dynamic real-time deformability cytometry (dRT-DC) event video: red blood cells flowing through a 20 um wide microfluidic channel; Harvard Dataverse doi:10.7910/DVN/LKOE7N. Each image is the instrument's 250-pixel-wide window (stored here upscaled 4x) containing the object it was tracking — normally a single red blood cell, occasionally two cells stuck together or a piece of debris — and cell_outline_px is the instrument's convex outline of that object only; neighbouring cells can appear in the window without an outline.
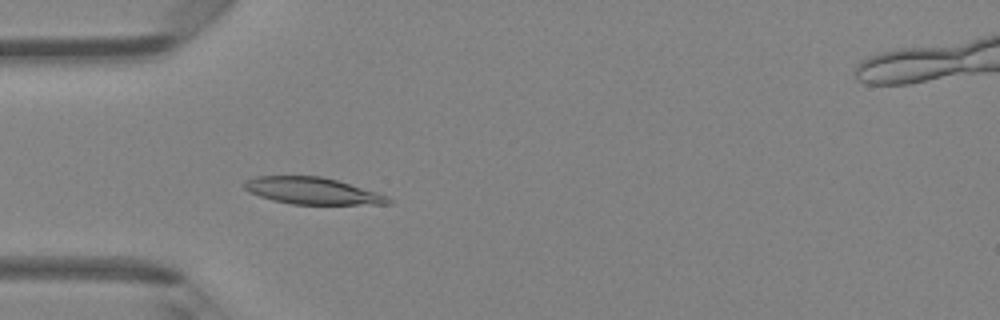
{"species": "Egyptian fruit bat (a non-hibernating species)", "species_latin": "Rousettus aegyptiacus", "temperature_condition": "room temperature", "stored_images_in_passage": 48, "camera_frame_rate_fps": 3000, "um_per_image_px": 0.085, "animal": {"sex": "female"}, "frame": {"image": 1, "passage_image": 15, "time_ms": 4.667, "image_size_px": [1000, 320], "cell_outline_px": [[392, 204], [292, 204], [272, 200], [248, 192], [240, 184], [244, 180], [256, 176], [320, 176], [336, 180], [376, 192], [388, 196], [392, 200]], "centroid_in_image_um": [26.49, 16.22], "position_along_channel_um": 58.5, "area_um2": 22.48}}
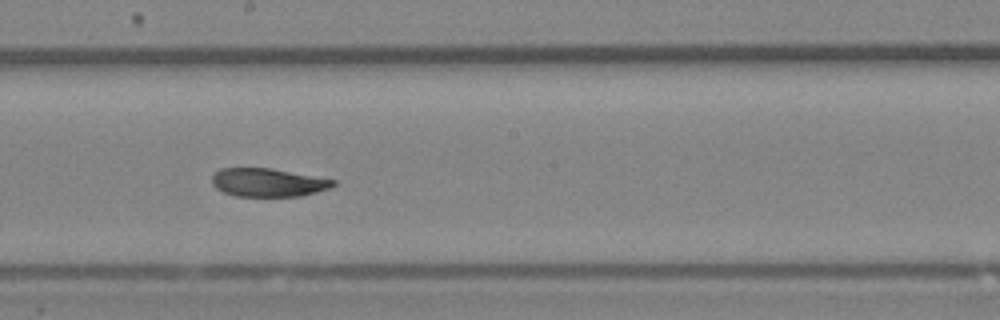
{"frame": {"image": 2, "passage_image": 27, "time_ms": 8.667, "image_size_px": [1000, 320], "cell_outline_px": [[336, 184], [332, 188], [300, 196], [236, 196], [224, 192], [216, 188], [212, 184], [212, 176], [220, 168], [272, 168], [336, 180]], "centroid_in_image_um": [22.8, 15.51], "position_along_channel_um": 225.4, "area_um2": 20.06}}
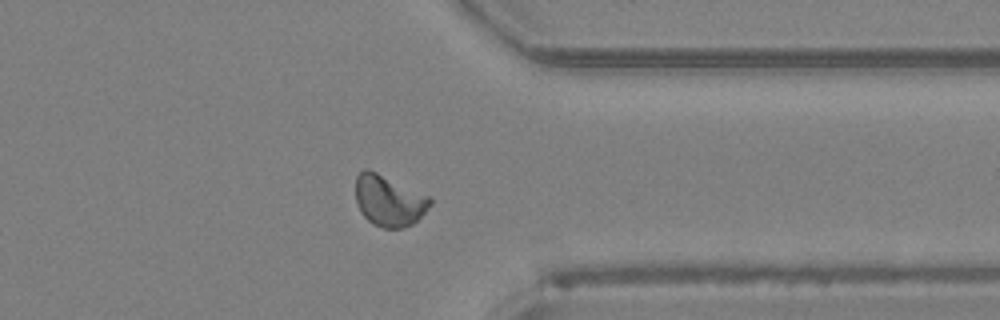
{"frame": {"image": 3, "passage_image": 38, "time_ms": 12.333, "image_size_px": [1000, 320], "cell_outline_px": [[432, 204], [412, 224], [404, 228], [384, 228], [372, 224], [360, 212], [356, 204], [356, 176], [364, 168], [368, 168], [432, 196]], "centroid_in_image_um": [33.06, 17.04], "position_along_channel_um": 378.3, "area_um2": 22.48}, "authors_computed_cell_mechanics": {"area_um2": 21.9351, "velocity_mm_per_s": 4.2858, "shape_relaxation_time_tau1_ms": 10.2833, "shape_relaxation_time_tau2_ms": 6.6043, "deformation_change_tau1": 0.21, "deformation_change_tau2": 0.0685}}